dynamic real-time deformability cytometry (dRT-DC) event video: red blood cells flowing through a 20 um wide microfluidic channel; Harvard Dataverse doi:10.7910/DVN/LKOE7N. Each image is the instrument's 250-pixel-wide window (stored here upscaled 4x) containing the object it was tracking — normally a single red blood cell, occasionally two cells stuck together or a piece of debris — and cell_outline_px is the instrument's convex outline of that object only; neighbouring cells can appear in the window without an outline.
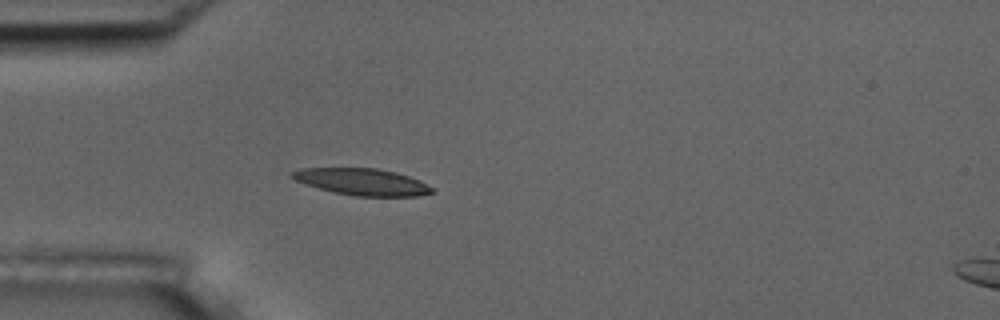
{"species": "common noctule bat (a hibernating species)", "species_latin": "Nyctalus noctula", "temperature_condition": "room temperature", "stored_images_in_passage": 5, "camera_frame_rate_fps": 3000, "um_per_image_px": 0.085, "animal": {"sex": "male", "body_mass_g": 17.5, "forearm_length_mm": 52.3}, "frame": {"image": 1, "passage_image": 4, "time_ms": 3.667, "image_size_px": [1000, 320], "cell_outline_px": [[436, 192], [416, 196], [356, 196], [336, 192], [320, 188], [296, 180], [288, 176], [292, 172], [300, 168], [376, 168], [396, 172], [420, 180], [436, 188]], "centroid_in_image_um": [30.85, 15.45], "position_along_channel_um": 54.1, "area_um2": 21.73}}